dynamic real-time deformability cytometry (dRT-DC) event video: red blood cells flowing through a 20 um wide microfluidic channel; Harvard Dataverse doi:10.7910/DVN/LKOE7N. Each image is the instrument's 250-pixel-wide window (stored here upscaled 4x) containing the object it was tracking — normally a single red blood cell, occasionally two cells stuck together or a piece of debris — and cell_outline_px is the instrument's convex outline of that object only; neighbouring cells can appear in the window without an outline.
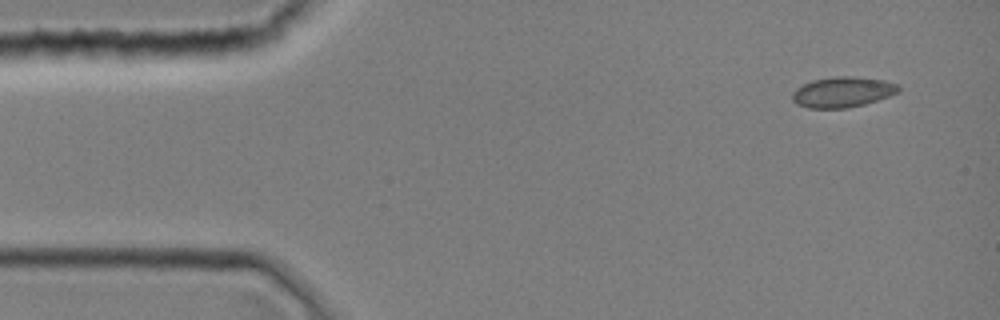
{"species": "common noctule bat (a hibernating species)", "species_latin": "Nyctalus noctula", "temperature_condition": "room temperature", "stored_images_in_passage": 5, "camera_frame_rate_fps": 3000, "um_per_image_px": 0.085, "animal": {"sex": "female", "body_mass_g": 19.0, "forearm_length_mm": 51.5}, "frame": {"image": 1, "passage_image": 1, "time_ms": 0.0, "image_size_px": [1000, 320], "cell_outline_px": [[900, 92], [864, 104], [844, 108], [808, 108], [796, 104], [792, 100], [792, 92], [796, 88], [812, 80], [836, 76], [852, 76], [884, 80], [896, 84], [900, 88]], "centroid_in_image_um": [71.59, 7.82], "position_along_channel_um": 13.4, "area_um2": 18.79}}